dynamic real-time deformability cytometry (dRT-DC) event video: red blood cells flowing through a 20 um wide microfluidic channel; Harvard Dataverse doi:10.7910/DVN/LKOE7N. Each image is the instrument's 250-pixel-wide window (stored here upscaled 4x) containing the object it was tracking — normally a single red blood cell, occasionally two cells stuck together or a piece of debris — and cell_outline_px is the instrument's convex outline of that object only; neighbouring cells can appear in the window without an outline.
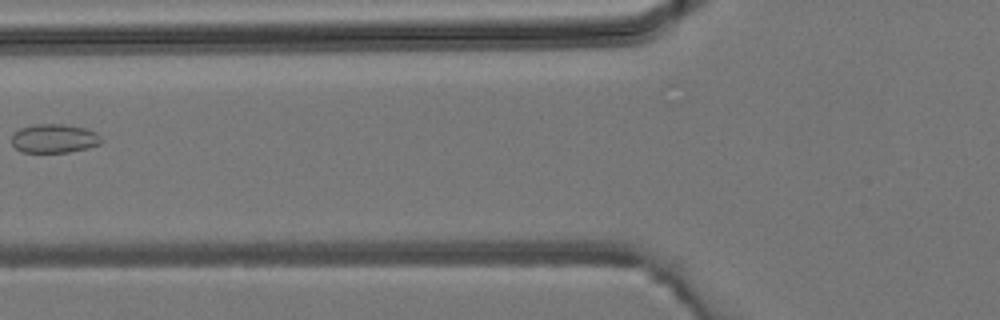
{"species": "common noctule bat (a hibernating species)", "species_latin": "Nyctalus noctula", "temperature_condition": "room temperature", "stored_images_in_passage": 3, "camera_frame_rate_fps": 3000, "um_per_image_px": 0.085, "animal": {"sex": "male", "body_mass_g": 19.2, "forearm_length_mm": 51.8}, "frame": {"image": 1, "passage_image": 3, "time_ms": 2.333, "image_size_px": [1000, 320], "cell_outline_px": [[104, 140], [100, 144], [88, 148], [68, 152], [20, 152], [12, 144], [12, 132], [20, 128], [36, 124], [64, 124], [84, 128], [96, 132]], "centroid_in_image_um": [4.6, 11.77], "position_along_channel_um": 121.2, "area_um2": 15.2}}